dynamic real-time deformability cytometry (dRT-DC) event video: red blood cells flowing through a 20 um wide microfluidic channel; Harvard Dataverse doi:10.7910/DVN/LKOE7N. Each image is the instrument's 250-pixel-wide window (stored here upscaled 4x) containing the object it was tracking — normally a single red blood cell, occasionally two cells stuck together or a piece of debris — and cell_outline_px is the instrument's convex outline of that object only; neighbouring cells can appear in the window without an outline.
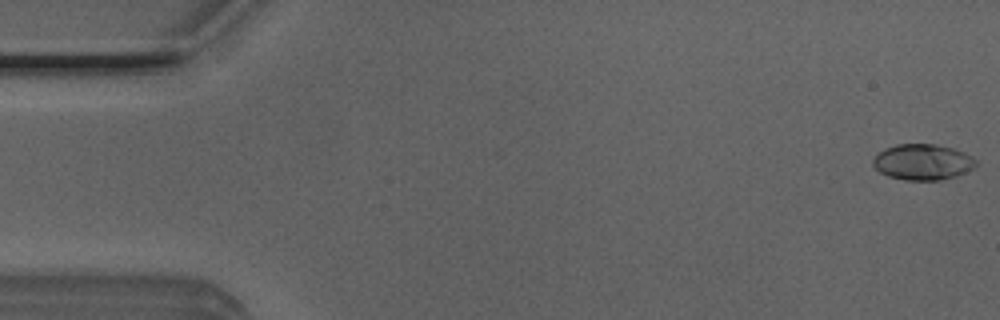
{"species": "Egyptian fruit bat (a non-hibernating species)", "species_latin": "Rousettus aegyptiacus", "temperature_condition": "room temperature", "stored_images_in_passage": 45, "camera_frame_rate_fps": 3000, "um_per_image_px": 0.085, "animal": {"sex": "male"}, "frame": {"image": 1, "passage_image": 1, "time_ms": 0.0, "image_size_px": [1000, 320], "cell_outline_px": [[976, 164], [972, 168], [956, 176], [940, 180], [904, 180], [888, 176], [880, 172], [872, 164], [872, 160], [884, 148], [896, 144], [936, 144], [952, 148], [964, 152], [972, 156], [976, 160]], "centroid_in_image_um": [78.41, 13.77], "position_along_channel_um": 6.6, "area_um2": 21.44}}
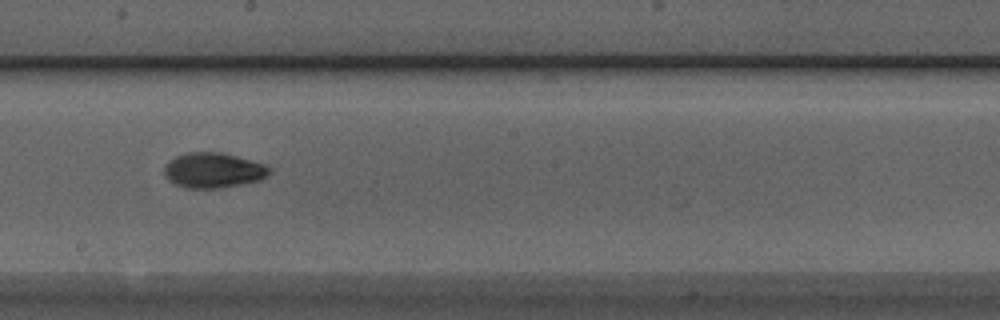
{"frame": {"image": 2, "passage_image": 28, "time_ms": 9.0, "image_size_px": [1000, 320], "cell_outline_px": [[272, 172], [260, 180], [220, 188], [188, 188], [176, 184], [168, 180], [164, 176], [164, 168], [168, 160], [176, 156], [188, 152], [220, 152], [252, 160], [264, 164], [272, 168]], "centroid_in_image_um": [18.13, 14.47], "position_along_channel_um": 230.1, "area_um2": 21.62}}
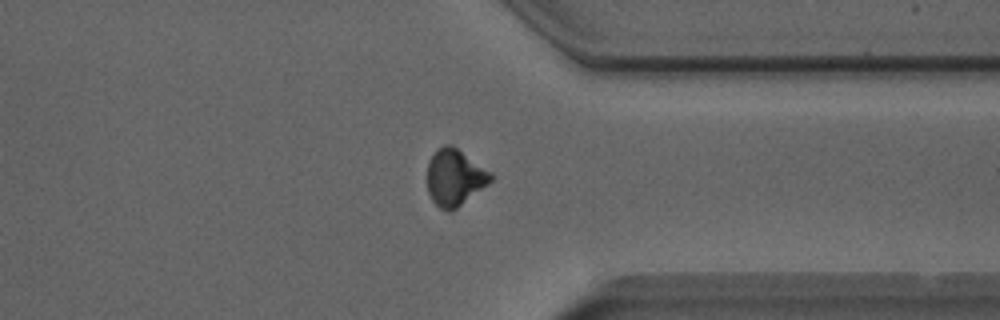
{"frame": {"image": 3, "passage_image": 39, "time_ms": 12.667, "image_size_px": [1000, 320], "cell_outline_px": [[496, 176], [488, 184], [456, 208], [448, 212], [440, 208], [432, 200], [428, 192], [428, 160], [444, 144], [452, 144], [492, 172]], "centroid_in_image_um": [38.68, 15.07], "position_along_channel_um": 372.7, "area_um2": 20.87}, "authors_computed_cell_mechanics": {"area_um2": 21.0392, "velocity_mm_per_s": 4.0162, "shape_relaxation_time_tau1_ms": 3.8733, "shape_relaxation_time_tau2_ms": 3.1031, "deformation_change_tau1": 0.1557, "deformation_change_tau2": 0.0635}}